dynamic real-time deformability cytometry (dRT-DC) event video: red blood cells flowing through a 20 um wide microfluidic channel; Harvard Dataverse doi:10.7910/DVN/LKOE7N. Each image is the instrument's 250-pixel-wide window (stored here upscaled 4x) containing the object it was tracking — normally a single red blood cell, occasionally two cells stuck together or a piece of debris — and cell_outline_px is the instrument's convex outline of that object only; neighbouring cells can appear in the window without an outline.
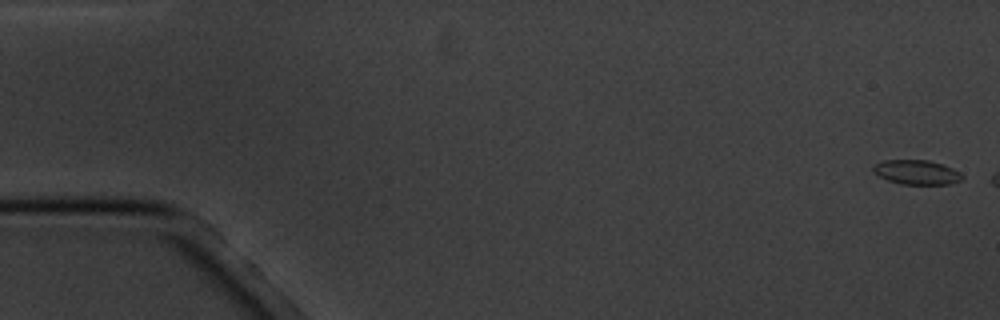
{"species": "common noctule bat (a hibernating species)", "species_latin": "Nyctalus noctula", "temperature_condition": "cold", "stored_images_in_passage": 3, "camera_frame_rate_fps": 3000, "um_per_image_px": 0.085, "animal": {"sex": "male", "body_mass_g": 20.1, "forearm_length_mm": 53.5}, "frame": {"image": 1, "passage_image": 1, "time_ms": 0.0, "image_size_px": [1000, 320], "cell_outline_px": [[964, 176], [960, 180], [948, 184], [900, 184], [888, 180], [880, 176], [872, 168], [876, 164], [884, 160], [928, 160], [952, 168], [960, 172]], "centroid_in_image_um": [77.93, 14.64], "position_along_channel_um": 7.1, "area_um2": 12.43}}